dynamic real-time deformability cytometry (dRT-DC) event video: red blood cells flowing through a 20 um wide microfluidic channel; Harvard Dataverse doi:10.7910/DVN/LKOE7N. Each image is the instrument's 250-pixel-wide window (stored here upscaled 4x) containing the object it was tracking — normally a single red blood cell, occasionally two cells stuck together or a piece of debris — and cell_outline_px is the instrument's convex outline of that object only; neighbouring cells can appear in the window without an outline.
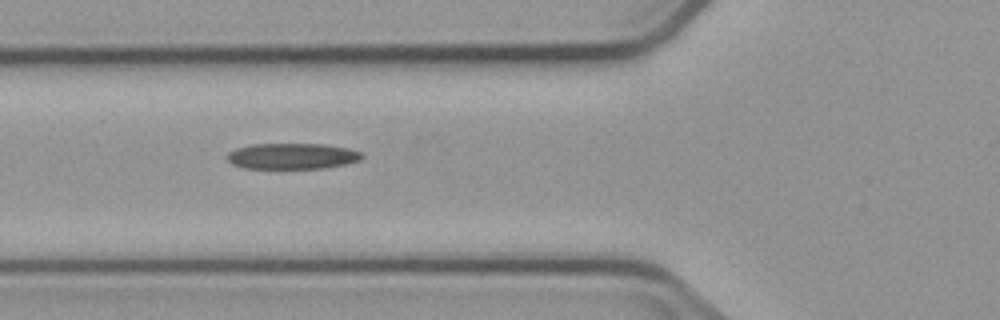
{"species": "common noctule bat (a hibernating species)", "species_latin": "Nyctalus noctula", "temperature_condition": "cold", "stored_images_in_passage": 9, "camera_frame_rate_fps": 3000, "um_per_image_px": 0.085, "animal": {"sex": "male", "body_mass_g": 23.1, "forearm_length_mm": 52.7}, "frame": {"image": 1, "passage_image": 6, "time_ms": 7.0, "image_size_px": [1000, 320], "cell_outline_px": [[364, 156], [360, 160], [344, 164], [324, 168], [244, 168], [232, 164], [224, 156], [228, 152], [236, 148], [252, 144], [324, 144], [348, 148], [360, 152]], "centroid_in_image_um": [24.8, 13.27], "position_along_channel_um": 101.0, "area_um2": 20.35}}
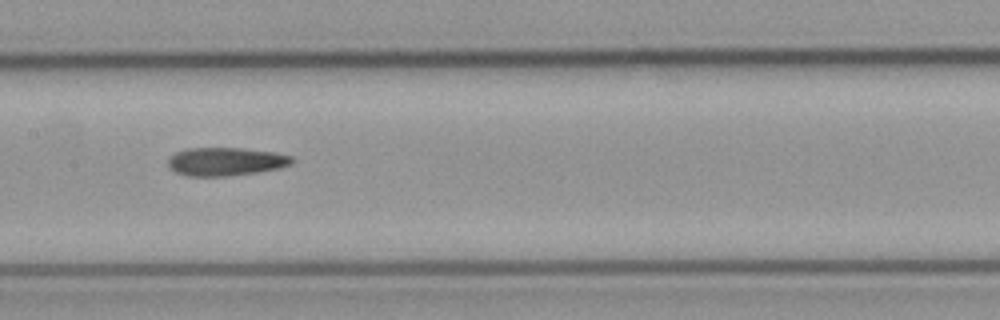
{"frame": {"image": 2, "passage_image": 8, "time_ms": 9.333, "image_size_px": [1000, 320], "cell_outline_px": [[296, 160], [292, 164], [280, 168], [256, 172], [224, 176], [188, 176], [176, 172], [168, 164], [168, 160], [176, 152], [188, 148], [240, 148], [276, 152], [292, 156]], "centroid_in_image_um": [19.24, 13.72], "position_along_channel_um": 188.2, "area_um2": 20.35}}
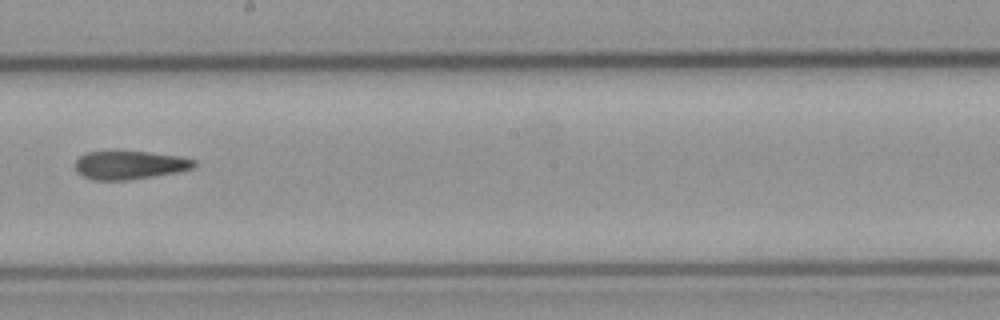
{"frame": {"image": 3, "passage_image": 9, "time_ms": 10.667, "image_size_px": [1000, 320], "cell_outline_px": [[196, 164], [192, 168], [180, 172], [128, 180], [92, 180], [76, 172], [76, 160], [80, 156], [88, 152], [120, 148], [180, 156], [196, 160]], "centroid_in_image_um": [11.01, 13.99], "position_along_channel_um": 237.2, "area_um2": 20.52}}